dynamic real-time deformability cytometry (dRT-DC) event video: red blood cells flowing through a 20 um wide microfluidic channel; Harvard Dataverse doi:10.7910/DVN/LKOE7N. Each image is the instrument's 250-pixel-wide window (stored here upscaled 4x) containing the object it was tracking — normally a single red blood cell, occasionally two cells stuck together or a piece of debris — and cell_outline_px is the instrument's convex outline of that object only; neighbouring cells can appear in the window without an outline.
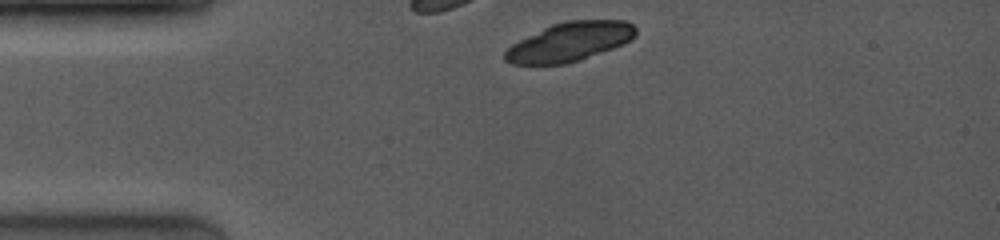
{"species": "common noctule bat (a hibernating species)", "species_latin": "Nyctalus noctula", "temperature_condition": "room temperature", "stored_images_in_passage": 4, "camera_frame_rate_fps": 4000, "um_per_image_px": 0.085, "animal": {"sex": "female", "body_mass_g": 19.0, "forearm_length_mm": 53.3}, "frame": {"image": 1, "passage_image": 1, "time_ms": 0.0, "image_size_px": [1000, 240], "cell_outline_px": [[636, 36], [632, 40], [624, 44], [580, 60], [564, 64], [512, 64], [504, 60], [504, 52], [512, 44], [552, 24], [568, 20], [624, 20], [632, 24], [636, 28]], "centroid_in_image_um": [48.46, 3.55], "position_along_channel_um": 36.5, "area_um2": 29.59}}